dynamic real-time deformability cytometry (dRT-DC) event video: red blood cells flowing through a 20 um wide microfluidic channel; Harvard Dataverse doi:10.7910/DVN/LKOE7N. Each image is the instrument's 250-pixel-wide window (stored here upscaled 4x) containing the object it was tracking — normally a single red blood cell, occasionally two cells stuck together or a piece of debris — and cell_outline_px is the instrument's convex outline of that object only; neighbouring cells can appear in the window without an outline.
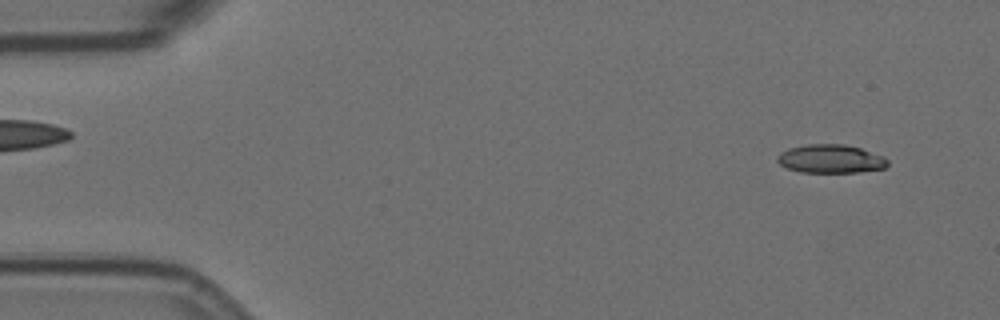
{"species": "Egyptian fruit bat (a non-hibernating species)", "species_latin": "Rousettus aegyptiacus", "temperature_condition": "room temperature", "stored_images_in_passage": 56, "camera_frame_rate_fps": 3000, "um_per_image_px": 0.085, "animal": {"sex": "female"}, "frame": {"image": 1, "passage_image": 4, "time_ms": 1.0, "image_size_px": [1000, 320], "cell_outline_px": [[888, 164], [884, 168], [860, 172], [800, 172], [788, 168], [780, 164], [776, 160], [776, 156], [780, 152], [788, 148], [808, 144], [844, 144], [860, 148], [884, 156], [888, 160]], "centroid_in_image_um": [70.59, 13.5], "position_along_channel_um": 14.4, "area_um2": 18.38}}
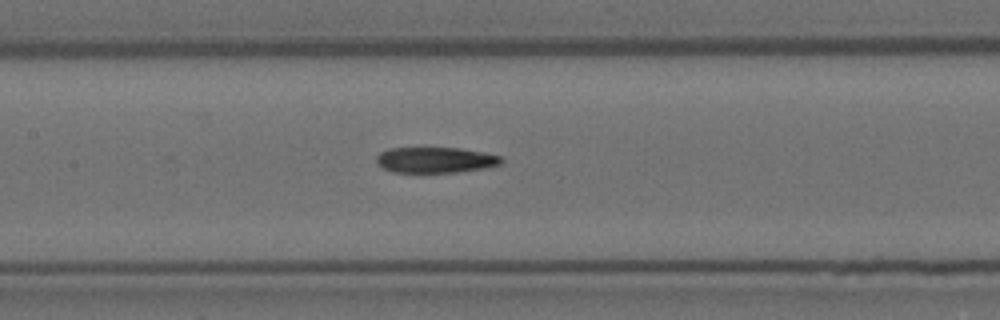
{"frame": {"image": 2, "passage_image": 26, "time_ms": 8.333, "image_size_px": [1000, 320], "cell_outline_px": [[504, 160], [500, 164], [484, 168], [456, 172], [392, 172], [376, 164], [376, 156], [380, 152], [388, 148], [460, 148], [484, 152], [500, 156]], "centroid_in_image_um": [36.99, 13.59], "position_along_channel_um": 170.4, "area_um2": 18.73}}
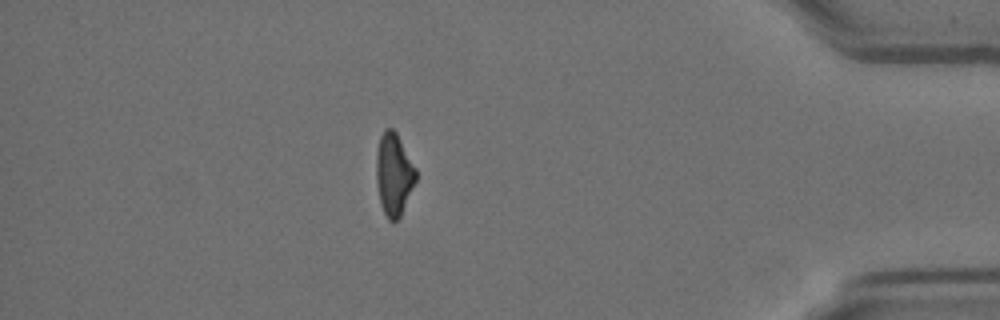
{"frame": {"image": 3, "passage_image": 49, "time_ms": 16.0, "image_size_px": [1000, 320], "cell_outline_px": [[416, 180], [400, 216], [396, 220], [388, 220], [380, 204], [376, 180], [376, 152], [380, 136], [384, 128], [392, 128], [396, 132], [416, 168]], "centroid_in_image_um": [33.46, 14.79], "position_along_channel_um": 401.7, "area_um2": 18.9}}